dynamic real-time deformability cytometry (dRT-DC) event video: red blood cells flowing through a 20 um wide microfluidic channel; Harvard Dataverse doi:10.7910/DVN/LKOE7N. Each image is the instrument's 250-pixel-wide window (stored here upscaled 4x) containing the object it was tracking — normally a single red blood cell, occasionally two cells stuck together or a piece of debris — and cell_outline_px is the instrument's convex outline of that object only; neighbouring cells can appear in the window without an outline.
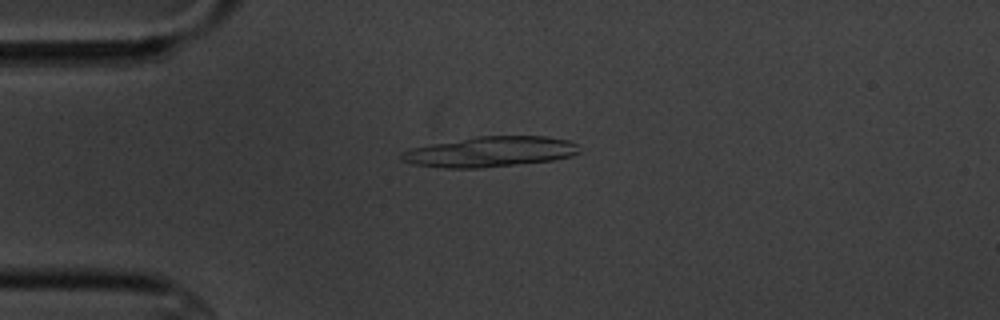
{"species": "common noctule bat (a hibernating species)", "species_latin": "Nyctalus noctula", "temperature_condition": "cold", "stored_images_in_passage": 13, "camera_frame_rate_fps": 3000, "um_per_image_px": 0.085, "animal": {"sex": "male", "body_mass_g": 20.1, "forearm_length_mm": 53.5}, "frame": {"image": 1, "passage_image": 1, "time_ms": 0.0, "image_size_px": [1000, 320], "cell_outline_px": [[580, 152], [572, 156], [552, 160], [480, 168], [444, 168], [412, 164], [400, 160], [400, 152], [412, 148], [432, 144], [476, 136], [548, 136], [568, 140], [576, 144]], "centroid_in_image_um": [41.65, 12.9], "position_along_channel_um": 43.4, "area_um2": 31.39}, "authors_computed_cell_mechanics": {"area_um2": 14.6234, "velocity_mm_per_s": 3.4721, "shape_relaxation_time_tau1_ms": null, "shape_relaxation_time_tau2_ms": 7.1296, "deformation_change_tau1": null, "deformation_change_tau2": 0.1923}}